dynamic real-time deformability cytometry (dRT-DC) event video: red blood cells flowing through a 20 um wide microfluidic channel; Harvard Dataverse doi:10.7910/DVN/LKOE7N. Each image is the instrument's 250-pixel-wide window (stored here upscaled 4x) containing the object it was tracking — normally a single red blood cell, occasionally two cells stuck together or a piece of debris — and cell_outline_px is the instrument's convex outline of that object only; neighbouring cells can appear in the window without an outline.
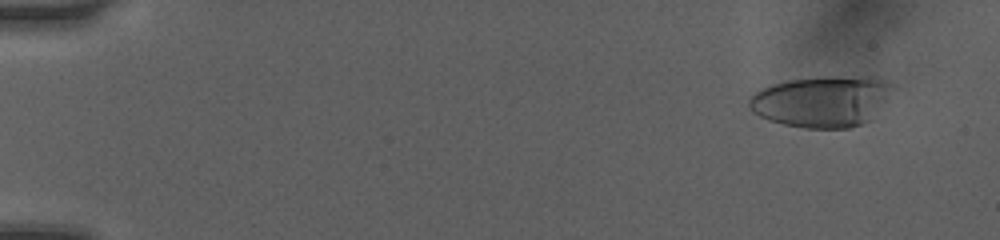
{"species": "human", "species_latin": "Homo sapiens", "temperature_condition": "room temperature", "stored_images_in_passage": 9, "camera_frame_rate_fps": 3000, "um_per_image_px": 0.085, "donor": {"sex": "female"}, "frame": {"image": 1, "passage_image": 2, "time_ms": 1.0, "image_size_px": [1000, 240], "cell_outline_px": [[896, 88], [868, 120], [860, 124], [848, 128], [804, 128], [784, 124], [768, 120], [752, 112], [748, 108], [748, 96], [760, 88], [772, 84], [788, 80], [824, 76], [868, 76], [888, 80], [896, 84]], "centroid_in_image_um": [69.84, 8.58], "position_along_channel_um": 15.2, "area_um2": 43.23}}
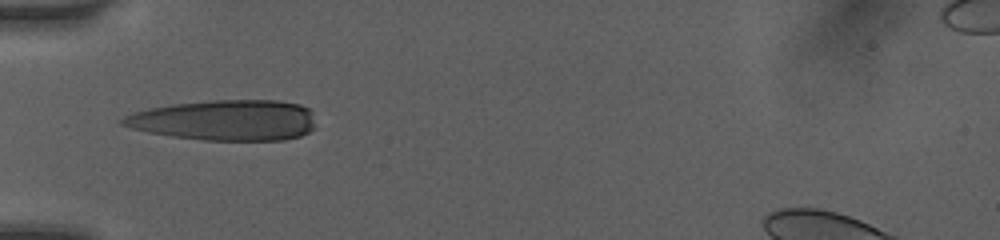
{"frame": {"image": 2, "passage_image": 7, "time_ms": 5.667, "image_size_px": [1000, 240], "cell_outline_px": [[312, 128], [308, 132], [300, 136], [284, 140], [204, 140], [172, 136], [148, 132], [132, 128], [120, 124], [120, 120], [124, 116], [136, 112], [152, 108], [172, 104], [212, 100], [280, 100], [300, 104], [308, 108], [312, 112]], "centroid_in_image_um": [19.14, 10.21], "position_along_channel_um": 65.9, "area_um2": 45.49}}
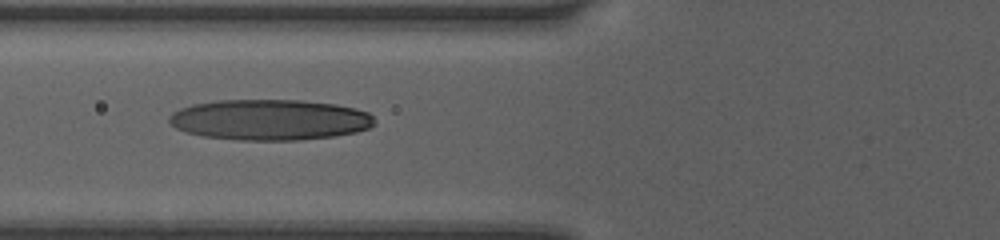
{"frame": {"image": 3, "passage_image": 8, "time_ms": 6.667, "image_size_px": [1000, 240], "cell_outline_px": [[376, 124], [368, 128], [356, 132], [332, 136], [300, 140], [240, 140], [200, 136], [184, 132], [176, 128], [168, 120], [168, 116], [172, 112], [180, 108], [192, 104], [216, 100], [300, 100], [336, 104], [356, 108], [368, 112], [372, 116]], "centroid_in_image_um": [22.9, 10.18], "position_along_channel_um": 102.9, "area_um2": 49.07}}